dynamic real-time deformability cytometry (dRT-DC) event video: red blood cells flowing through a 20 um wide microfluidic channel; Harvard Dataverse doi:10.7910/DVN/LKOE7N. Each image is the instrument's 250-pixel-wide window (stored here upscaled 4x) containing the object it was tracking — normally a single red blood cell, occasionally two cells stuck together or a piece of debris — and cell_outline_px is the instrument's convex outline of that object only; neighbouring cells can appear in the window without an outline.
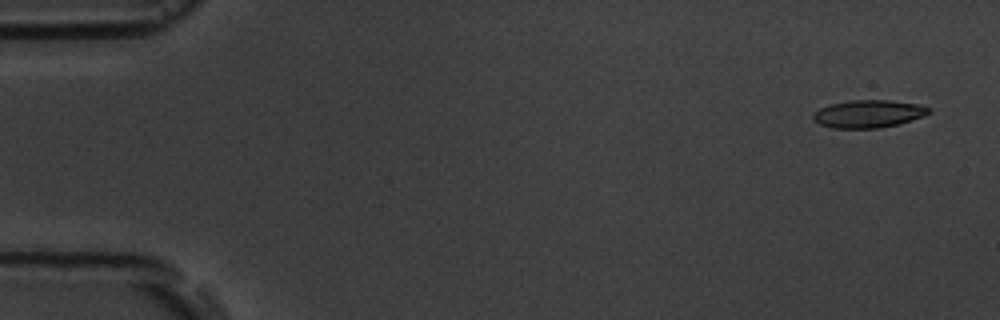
{"species": "common noctule bat (a hibernating species)", "species_latin": "Nyctalus noctula", "temperature_condition": "room temperature", "stored_images_in_passage": 15, "camera_frame_rate_fps": 3000, "um_per_image_px": 0.085, "animal": {"sex": "male", "body_mass_g": 19.5, "forearm_length_mm": 54.6}, "frame": {"image": 1, "passage_image": 1, "time_ms": 0.0, "image_size_px": [1000, 320], "cell_outline_px": [[932, 112], [924, 116], [900, 124], [876, 128], [832, 128], [820, 124], [812, 120], [812, 116], [820, 108], [828, 104], [848, 100], [888, 100], [916, 104], [932, 108]], "centroid_in_image_um": [73.82, 9.67], "position_along_channel_um": 11.2, "area_um2": 18.79}}
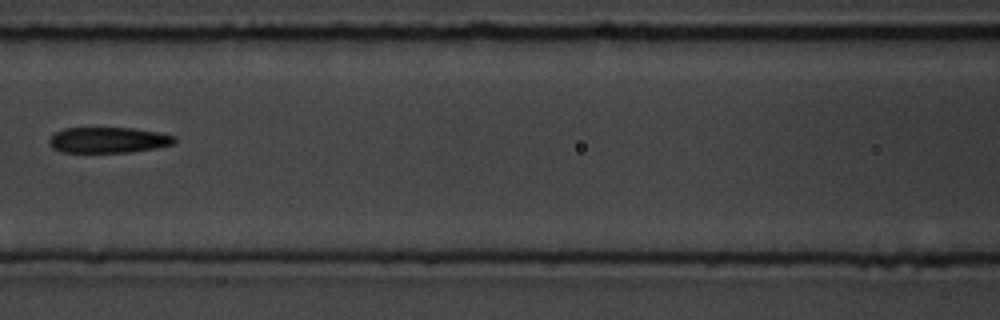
{"frame": {"image": 2, "passage_image": 7, "time_ms": 7.667, "image_size_px": [1000, 320], "cell_outline_px": [[176, 140], [172, 144], [156, 148], [128, 152], [64, 152], [52, 148], [48, 140], [56, 132], [64, 128], [132, 128], [156, 132], [176, 136]], "centroid_in_image_um": [9.2, 11.9], "position_along_channel_um": 157.4, "area_um2": 18.61}}
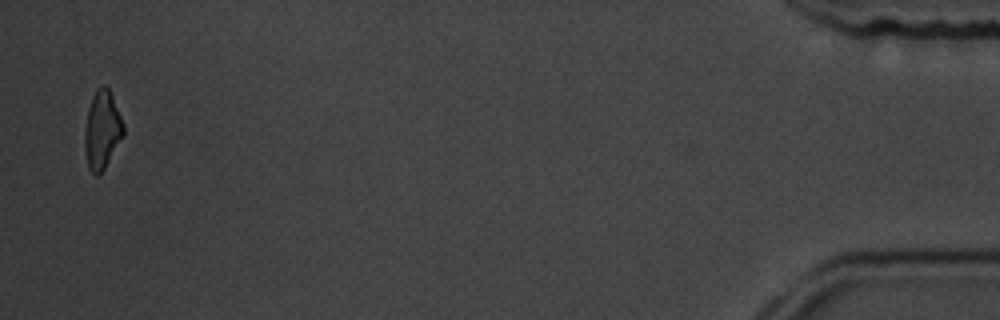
{"frame": {"image": 3, "passage_image": 15, "time_ms": 17.667, "image_size_px": [1000, 320], "cell_outline_px": [[124, 136], [104, 168], [96, 176], [88, 168], [84, 148], [84, 128], [88, 108], [92, 96], [96, 88], [100, 84], [104, 84], [108, 88], [112, 96], [124, 124]], "centroid_in_image_um": [8.66, 11.01], "position_along_channel_um": 426.5, "area_um2": 17.8}, "authors_computed_cell_mechanics": {"area_um2": 19.4786, "velocity_mm_per_s": 3.6021, "shape_relaxation_time_tau1_ms": 8.9829, "shape_relaxation_time_tau2_ms": 5.0768, "deformation_change_tau1": 0.2165, "deformation_change_tau2": 0.1505}}